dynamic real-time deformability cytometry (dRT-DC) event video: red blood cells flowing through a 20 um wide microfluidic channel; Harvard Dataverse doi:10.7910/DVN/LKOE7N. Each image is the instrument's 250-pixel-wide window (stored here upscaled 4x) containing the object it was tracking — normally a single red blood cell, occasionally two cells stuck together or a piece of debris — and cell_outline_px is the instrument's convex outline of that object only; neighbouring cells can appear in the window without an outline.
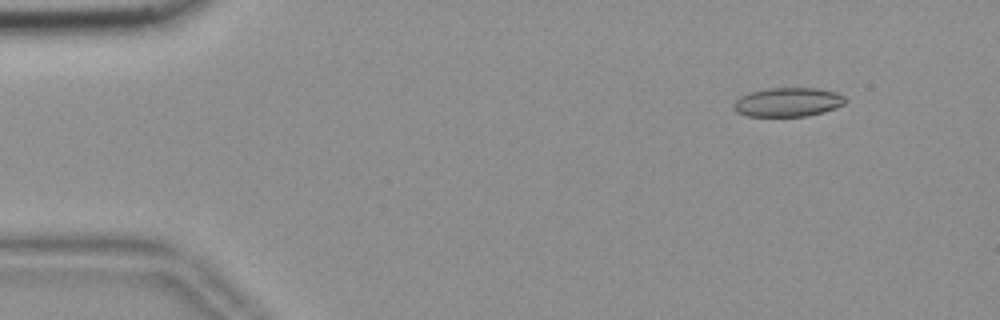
{"species": "common noctule bat (a hibernating species)", "species_latin": "Nyctalus noctula", "temperature_condition": "room temperature", "stored_images_in_passage": 50, "camera_frame_rate_fps": 3000, "um_per_image_px": 0.085, "animal": {"sex": "female", "body_mass_g": 18.4}, "frame": {"image": 1, "passage_image": 1, "time_ms": 0.0, "image_size_px": [1000, 320], "cell_outline_px": [[848, 100], [844, 104], [836, 108], [824, 112], [808, 116], [748, 116], [736, 112], [732, 108], [732, 104], [740, 96], [748, 92], [764, 88], [816, 88], [836, 92], [844, 96]], "centroid_in_image_um": [66.96, 8.68], "position_along_channel_um": 18.0, "area_um2": 19.19}}
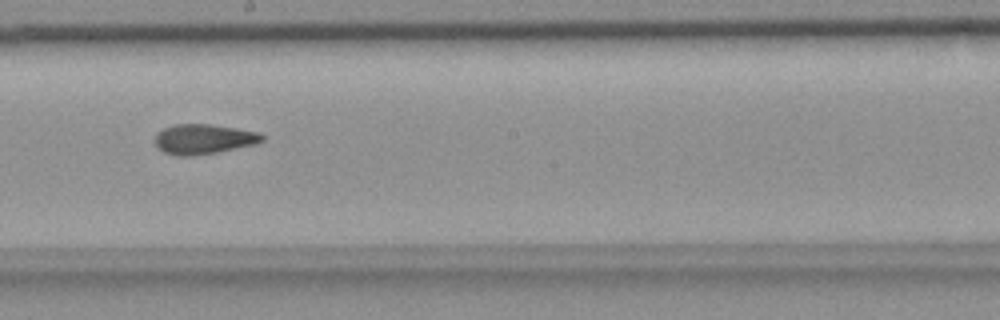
{"frame": {"image": 2, "passage_image": 26, "time_ms": 8.333, "image_size_px": [1000, 320], "cell_outline_px": [[264, 140], [256, 144], [216, 152], [188, 156], [176, 156], [164, 152], [156, 148], [156, 132], [164, 128], [176, 124], [212, 124], [260, 132], [264, 136]], "centroid_in_image_um": [17.31, 11.82], "position_along_channel_um": 230.9, "area_um2": 18.73}}
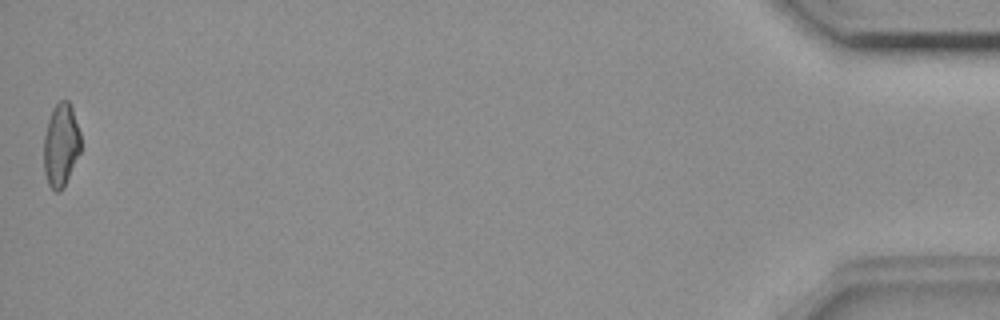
{"frame": {"image": 3, "passage_image": 50, "time_ms": 16.333, "image_size_px": [1000, 320], "cell_outline_px": [[80, 152], [64, 188], [60, 192], [56, 192], [48, 184], [44, 172], [44, 136], [48, 120], [52, 108], [60, 100], [68, 100], [72, 108], [80, 132]], "centroid_in_image_um": [5.17, 12.34], "position_along_channel_um": 430.0, "area_um2": 17.98}, "authors_computed_cell_mechanics": {"area_um2": 18.6405, "velocity_mm_per_s": 3.6936, "shape_relaxation_time_tau1_ms": null, "shape_relaxation_time_tau2_ms": 3.1281, "deformation_change_tau1": null, "deformation_change_tau2": 0.0963}}